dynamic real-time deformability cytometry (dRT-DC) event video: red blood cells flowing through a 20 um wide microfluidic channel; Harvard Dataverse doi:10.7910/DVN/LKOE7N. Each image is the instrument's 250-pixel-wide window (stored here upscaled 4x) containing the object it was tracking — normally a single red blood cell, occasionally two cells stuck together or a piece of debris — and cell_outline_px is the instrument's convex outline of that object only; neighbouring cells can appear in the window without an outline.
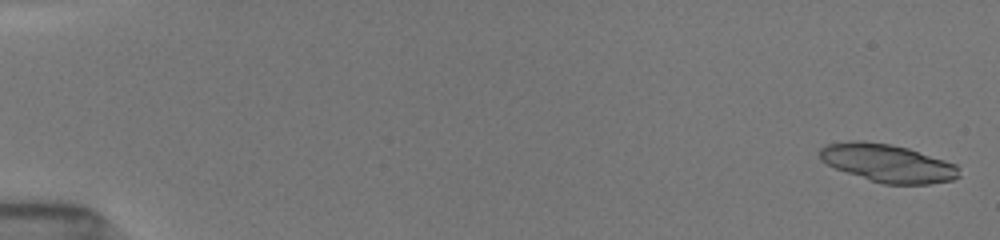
{"species": "common noctule bat (a hibernating species)", "species_latin": "Nyctalus noctula", "temperature_condition": "room temperature", "stored_images_in_passage": 82, "camera_frame_rate_fps": 3000, "um_per_image_px": 0.085, "animal": {"sex": "female", "body_mass_g": 19.5, "forearm_length_mm": 54.1}, "frame": {"image": 1, "passage_image": 2, "time_ms": 0.333, "image_size_px": [1000, 240], "cell_outline_px": [[960, 176], [952, 180], [928, 184], [884, 184], [836, 168], [820, 160], [820, 148], [828, 144], [856, 140], [860, 140], [888, 144], [908, 148], [956, 164]], "centroid_in_image_um": [75.47, 13.86], "position_along_channel_um": 9.5, "area_um2": 30.29}}
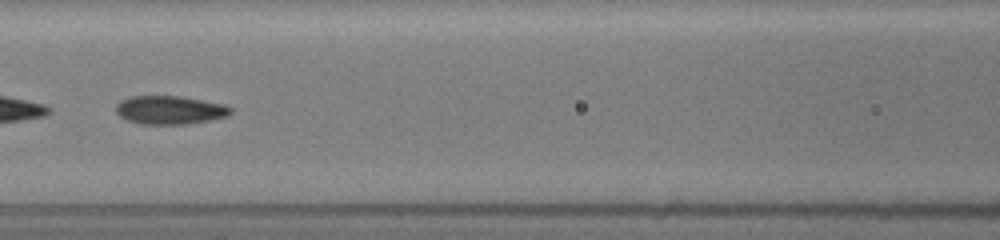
{"frame": {"image": 2, "passage_image": 36, "time_ms": 8.333, "image_size_px": [1000, 240], "cell_outline_px": [[232, 112], [228, 116], [208, 120], [184, 124], [140, 124], [128, 120], [120, 116], [116, 112], [116, 104], [120, 100], [128, 96], [180, 96], [224, 104], [232, 108]], "centroid_in_image_um": [14.41, 9.34], "position_along_channel_um": 152.2, "area_um2": 19.02}}
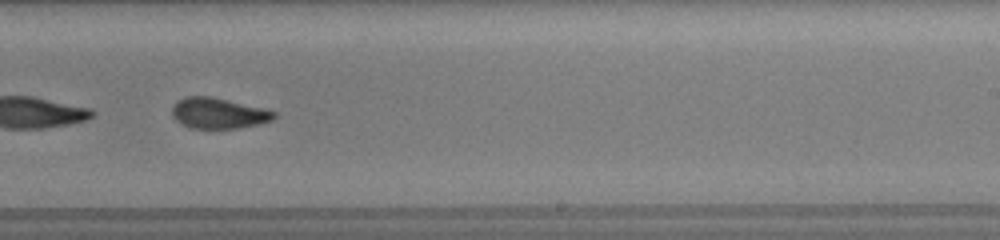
{"frame": {"image": 3, "passage_image": 52, "time_ms": 11.333, "image_size_px": [1000, 240], "cell_outline_px": [[276, 116], [272, 120], [256, 124], [236, 128], [188, 128], [180, 124], [172, 116], [172, 104], [176, 100], [184, 96], [212, 96], [264, 108], [276, 112]], "centroid_in_image_um": [18.5, 9.6], "position_along_channel_um": 270.5, "area_um2": 18.44}, "authors_computed_cell_mechanics": {"area_um2": 19.0162, "velocity_mm_per_s": 3.9567, "shape_relaxation_time_tau1_ms": 4.4706, "shape_relaxation_time_tau2_ms": 1.1837, "deformation_change_tau1": 0.1701, "deformation_change_tau2": 0.0724}}